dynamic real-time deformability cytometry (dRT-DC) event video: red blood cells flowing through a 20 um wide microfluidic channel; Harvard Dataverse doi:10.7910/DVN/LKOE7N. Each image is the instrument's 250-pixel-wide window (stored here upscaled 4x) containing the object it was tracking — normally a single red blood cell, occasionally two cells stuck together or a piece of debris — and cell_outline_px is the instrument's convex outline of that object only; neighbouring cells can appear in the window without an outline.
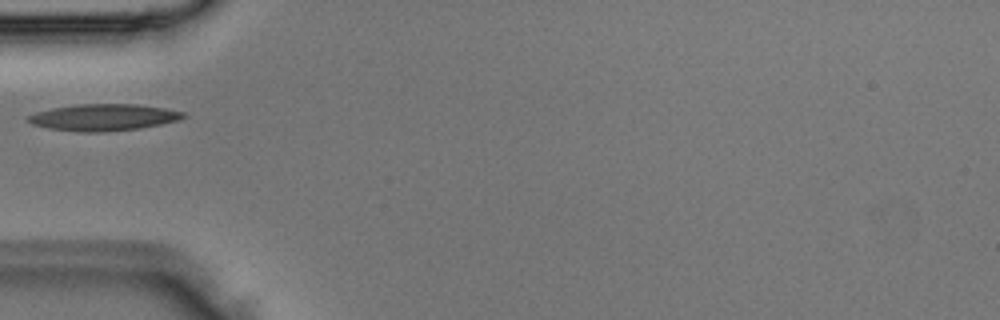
{"species": "Egyptian fruit bat (a non-hibernating species)", "species_latin": "Rousettus aegyptiacus", "temperature_condition": "room temperature", "stored_images_in_passage": 2, "camera_frame_rate_fps": 3000, "um_per_image_px": 0.085, "animal": {"sex": "male"}, "frame": {"image": 1, "passage_image": 2, "time_ms": 0.333, "image_size_px": [1000, 320], "cell_outline_px": [[188, 116], [176, 120], [160, 124], [140, 128], [104, 132], [76, 132], [48, 128], [32, 124], [24, 120], [28, 116], [36, 112], [52, 108], [80, 104], [136, 104], [164, 108], [184, 112]], "centroid_in_image_um": [8.76, 9.98], "position_along_channel_um": 76.2, "area_um2": 24.1}}